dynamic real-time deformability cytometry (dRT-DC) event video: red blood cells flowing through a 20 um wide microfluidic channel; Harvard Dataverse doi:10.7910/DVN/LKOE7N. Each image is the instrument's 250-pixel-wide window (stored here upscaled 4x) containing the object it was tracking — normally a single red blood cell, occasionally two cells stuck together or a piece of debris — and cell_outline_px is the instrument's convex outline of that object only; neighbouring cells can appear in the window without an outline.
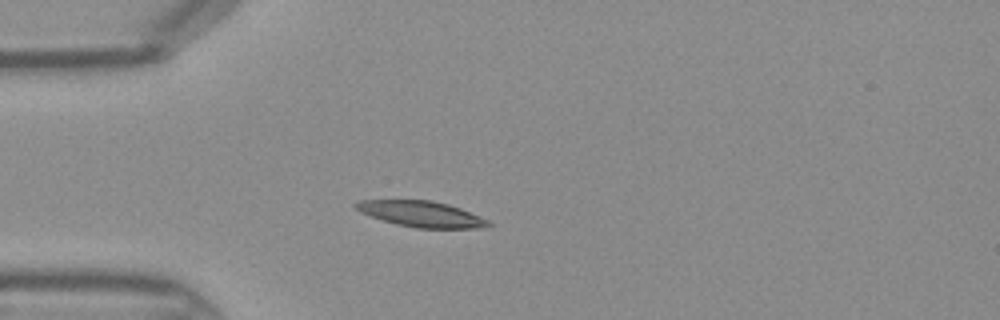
{"species": "Egyptian fruit bat (a non-hibernating species)", "species_latin": "Rousettus aegyptiacus", "temperature_condition": "warm", "stored_images_in_passage": 34, "camera_frame_rate_fps": 3000, "um_per_image_px": 0.085, "frame": {"image": 1, "passage_image": 1, "time_ms": 0.0, "image_size_px": [1000, 320], "cell_outline_px": [[492, 224], [476, 228], [416, 228], [396, 224], [380, 220], [360, 212], [352, 204], [360, 200], [432, 200], [448, 204], [460, 208], [488, 220]], "centroid_in_image_um": [35.76, 18.18], "position_along_channel_um": 49.2, "area_um2": 19.88}}
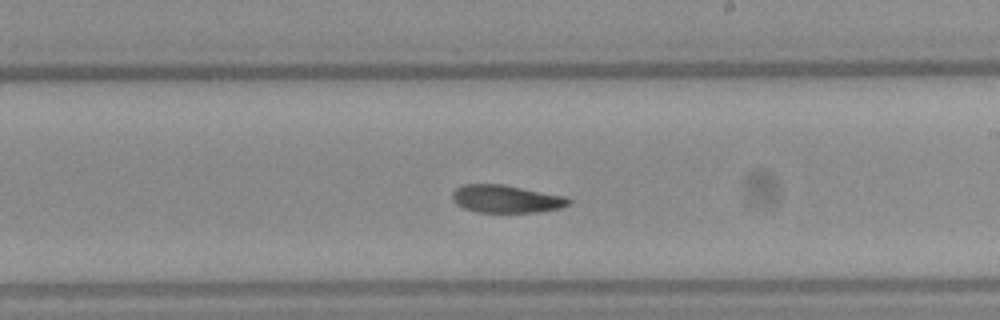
{"frame": {"image": 2, "passage_image": 15, "time_ms": 4.667, "image_size_px": [1000, 320], "cell_outline_px": [[572, 200], [568, 204], [560, 208], [540, 212], [476, 212], [464, 208], [456, 204], [452, 200], [452, 192], [456, 188], [464, 184], [504, 184], [568, 196]], "centroid_in_image_um": [43.04, 16.9], "position_along_channel_um": 246.0, "area_um2": 19.07}}
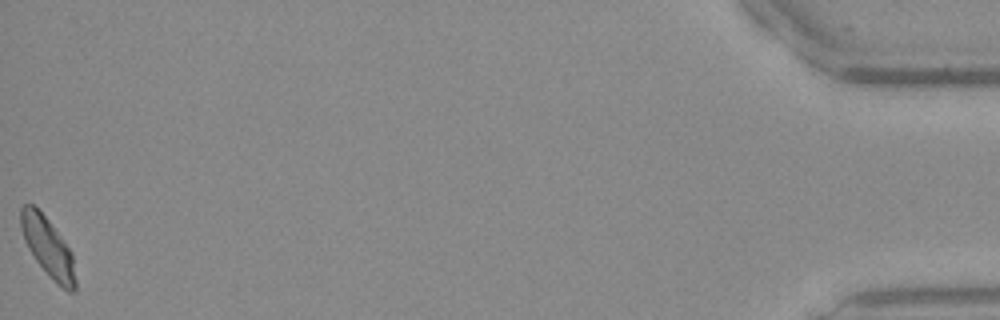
{"frame": {"image": 3, "passage_image": 34, "time_ms": 11.0, "image_size_px": [1000, 320], "cell_outline_px": [[76, 288], [72, 292], [68, 292], [60, 288], [56, 284], [36, 260], [28, 248], [24, 240], [20, 228], [20, 208], [24, 204], [32, 204], [48, 220], [72, 252], [76, 280]], "centroid_in_image_um": [4.07, 21.04], "position_along_channel_um": 431.1, "area_um2": 18.79}}